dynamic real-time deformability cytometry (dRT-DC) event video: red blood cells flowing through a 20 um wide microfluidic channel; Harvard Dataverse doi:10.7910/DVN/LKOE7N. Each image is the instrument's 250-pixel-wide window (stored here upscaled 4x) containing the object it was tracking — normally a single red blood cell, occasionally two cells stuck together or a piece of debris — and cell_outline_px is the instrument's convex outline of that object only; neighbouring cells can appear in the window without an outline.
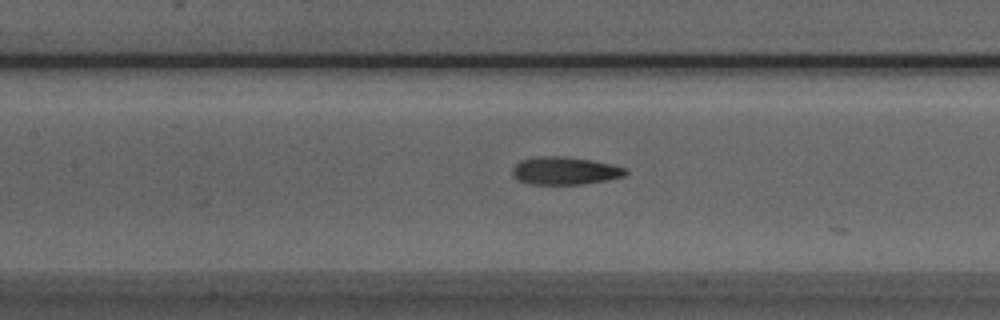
{"species": "Egyptian fruit bat (a non-hibernating species)", "species_latin": "Rousettus aegyptiacus", "temperature_condition": "room temperature", "stored_images_in_passage": 24, "camera_frame_rate_fps": 3000, "um_per_image_px": 0.085, "animal": {"sex": "male"}, "frame": {"image": 1, "passage_image": 17, "time_ms": 5.333, "image_size_px": [1000, 320], "cell_outline_px": [[628, 172], [624, 176], [608, 180], [584, 184], [528, 184], [516, 180], [512, 176], [512, 168], [520, 160], [536, 156], [564, 156], [592, 160], [612, 164], [624, 168]], "centroid_in_image_um": [47.98, 14.51], "position_along_channel_um": 159.4, "area_um2": 18.55}}
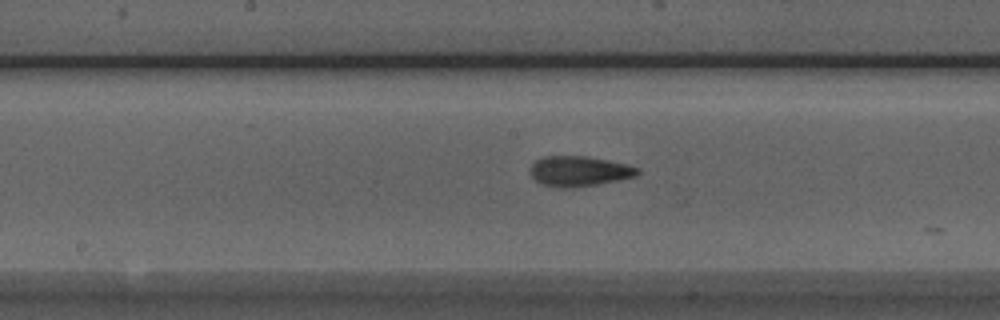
{"frame": {"image": 2, "passage_image": 20, "time_ms": 6.333, "image_size_px": [1000, 320], "cell_outline_px": [[640, 172], [636, 176], [620, 180], [572, 188], [560, 188], [540, 184], [528, 172], [532, 164], [536, 160], [544, 156], [584, 156], [624, 164], [640, 168]], "centroid_in_image_um": [49.19, 14.56], "position_along_channel_um": 199.0, "area_um2": 18.84}}
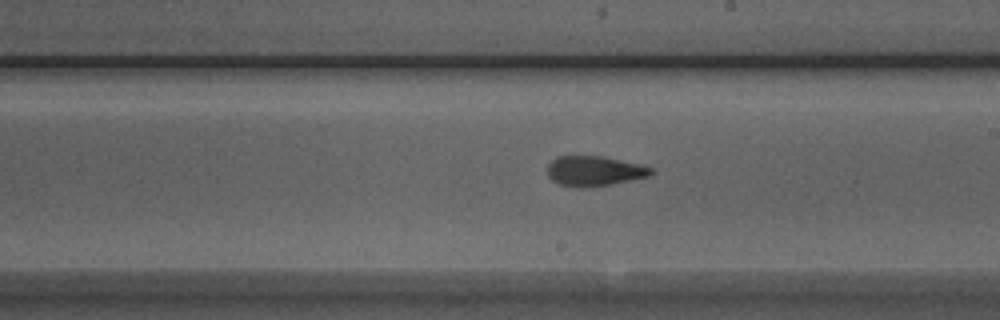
{"frame": {"image": 3, "passage_image": 23, "time_ms": 7.333, "image_size_px": [1000, 320], "cell_outline_px": [[656, 172], [652, 176], [612, 184], [584, 188], [580, 188], [560, 184], [552, 180], [548, 176], [548, 164], [556, 156], [600, 156], [644, 164], [652, 168]], "centroid_in_image_um": [50.58, 14.54], "position_along_channel_um": 238.4, "area_um2": 18.44}}